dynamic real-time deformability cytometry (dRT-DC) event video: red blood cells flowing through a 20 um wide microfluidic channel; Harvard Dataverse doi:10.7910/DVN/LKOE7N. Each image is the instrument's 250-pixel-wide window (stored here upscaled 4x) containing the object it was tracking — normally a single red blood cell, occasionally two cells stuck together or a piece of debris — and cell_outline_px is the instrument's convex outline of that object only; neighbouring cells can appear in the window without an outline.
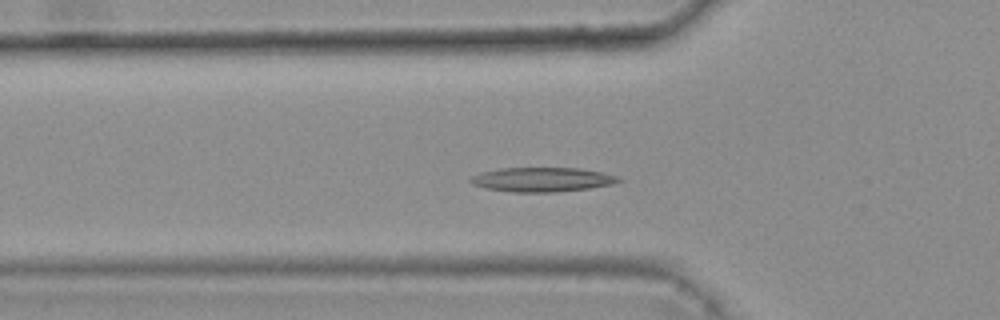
{"species": "common noctule bat (a hibernating species)", "species_latin": "Nyctalus noctula", "temperature_condition": "warm", "stored_images_in_passage": 42, "camera_frame_rate_fps": 3000, "um_per_image_px": 0.085, "animal": {"sex": "female", "body_mass_g": 25.1}, "frame": {"image": 1, "passage_image": 15, "time_ms": 4.667, "image_size_px": [1000, 320], "cell_outline_px": [[624, 180], [612, 184], [588, 188], [556, 192], [512, 192], [484, 188], [472, 184], [468, 180], [472, 176], [480, 172], [500, 168], [580, 168], [604, 172], [616, 176]], "centroid_in_image_um": [46.06, 15.26], "position_along_channel_um": 79.7, "area_um2": 21.1}}
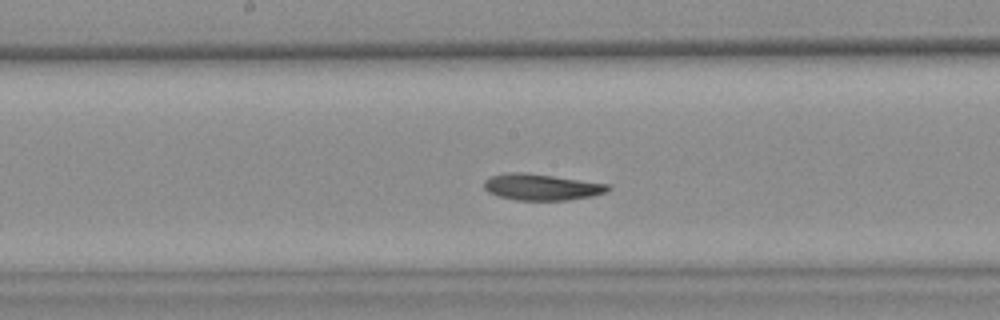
{"frame": {"image": 2, "passage_image": 25, "time_ms": 8.0, "image_size_px": [1000, 320], "cell_outline_px": [[612, 188], [604, 192], [592, 196], [568, 200], [516, 200], [500, 196], [488, 192], [484, 188], [484, 180], [492, 176], [508, 172], [528, 172], [612, 184]], "centroid_in_image_um": [46.07, 15.88], "position_along_channel_um": 202.1, "area_um2": 19.19}}
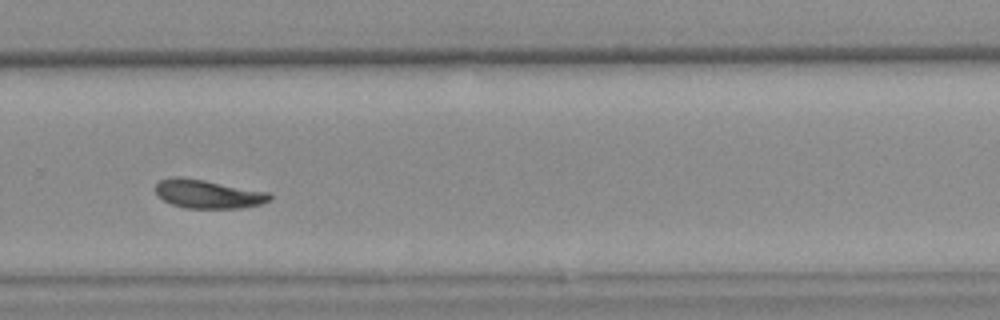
{"frame": {"image": 3, "passage_image": 34, "time_ms": 11.0, "image_size_px": [1000, 320], "cell_outline_px": [[272, 200], [260, 204], [240, 208], [184, 208], [172, 204], [164, 200], [156, 192], [156, 184], [160, 180], [172, 176], [180, 176], [204, 180], [268, 192], [272, 196]], "centroid_in_image_um": [17.68, 16.49], "position_along_channel_um": 312.1, "area_um2": 18.96}, "authors_computed_cell_mechanics": {"area_um2": 19.3341, "velocity_mm_per_s": 3.6724, "shape_relaxation_time_tau1_ms": null, "shape_relaxation_time_tau2_ms": 5.3456, "deformation_change_tau1": null, "deformation_change_tau2": 0.0973}}